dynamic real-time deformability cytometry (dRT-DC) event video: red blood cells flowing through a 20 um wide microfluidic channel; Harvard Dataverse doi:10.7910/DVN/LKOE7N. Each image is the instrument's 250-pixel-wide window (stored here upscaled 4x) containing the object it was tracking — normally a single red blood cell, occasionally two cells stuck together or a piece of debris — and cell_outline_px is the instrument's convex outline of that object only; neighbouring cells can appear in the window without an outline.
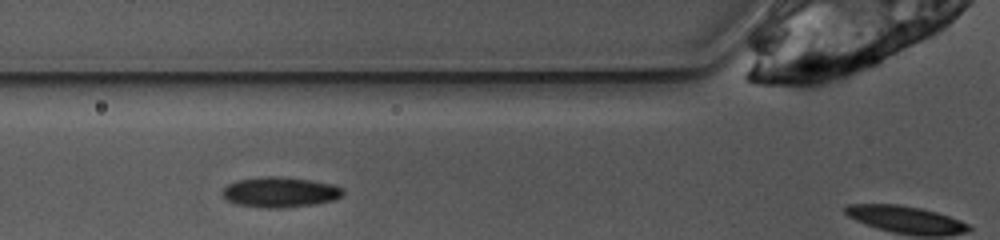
{"species": "common noctule bat (a hibernating species)", "species_latin": "Nyctalus noctula", "temperature_condition": "warm", "stored_images_in_passage": 25, "camera_frame_rate_fps": 3000, "um_per_image_px": 0.085, "animal": {"sex": "female", "body_mass_g": 10.0, "forearm_length_mm": 53.1}, "frame": {"image": 1, "passage_image": 5, "time_ms": 1.333, "image_size_px": [1000, 240], "cell_outline_px": [[344, 192], [340, 196], [332, 200], [312, 204], [280, 208], [268, 208], [236, 204], [228, 200], [220, 192], [228, 184], [236, 180], [260, 176], [276, 176], [308, 180], [332, 184], [344, 188]], "centroid_in_image_um": [23.76, 16.32], "position_along_channel_um": 102.0, "area_um2": 21.1}}
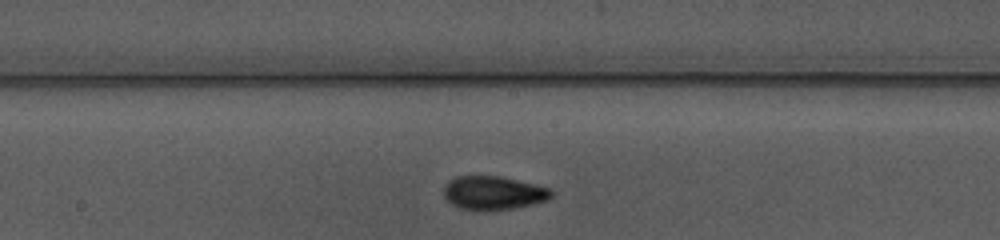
{"frame": {"image": 2, "passage_image": 13, "time_ms": 4.0, "image_size_px": [1000, 240], "cell_outline_px": [[556, 192], [548, 200], [532, 204], [512, 208], [460, 208], [452, 204], [444, 196], [444, 188], [448, 180], [456, 176], [500, 176], [548, 188]], "centroid_in_image_um": [41.95, 16.36], "position_along_channel_um": 206.3, "area_um2": 20.4}}
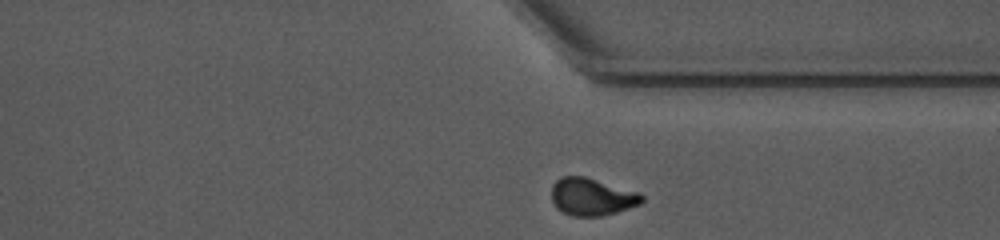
{"frame": {"image": 3, "passage_image": 25, "time_ms": 8.0, "image_size_px": [1000, 240], "cell_outline_px": [[644, 200], [640, 204], [604, 216], [572, 216], [556, 208], [552, 200], [552, 184], [560, 176], [584, 176], [640, 192], [644, 196]], "centroid_in_image_um": [50.31, 16.72], "position_along_channel_um": 361.1, "area_um2": 19.83}, "authors_computed_cell_mechanics": {"area_um2": 20.8658, "velocity_mm_per_s": 3.8854, "shape_relaxation_time_tau1_ms": 5.0028, "shape_relaxation_time_tau2_ms": 1.3462, "deformation_change_tau1": 0.161, "deformation_change_tau2": 0.0664}}